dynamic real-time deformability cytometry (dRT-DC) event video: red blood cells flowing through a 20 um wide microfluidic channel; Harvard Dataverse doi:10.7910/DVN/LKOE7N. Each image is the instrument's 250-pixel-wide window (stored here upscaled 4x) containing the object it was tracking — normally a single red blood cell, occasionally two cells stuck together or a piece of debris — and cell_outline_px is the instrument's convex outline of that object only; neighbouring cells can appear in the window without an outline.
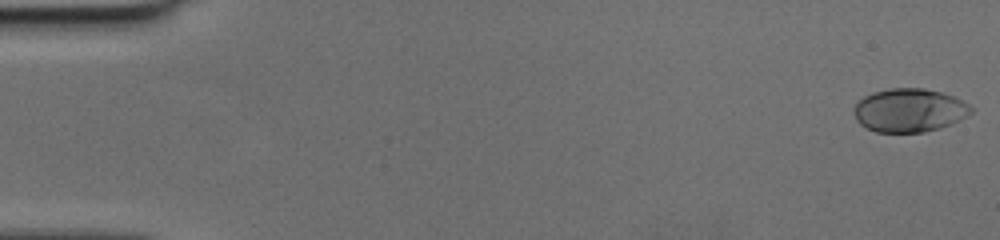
{"species": "human", "species_latin": "Homo sapiens", "temperature_condition": "cold", "stored_images_in_passage": 50, "camera_frame_rate_fps": 3000, "um_per_image_px": 0.085, "donor": {"sex": "female"}, "frame": {"image": 1, "passage_image": 1, "time_ms": 0.0, "image_size_px": [1000, 240], "cell_outline_px": [[972, 112], [940, 128], [924, 132], [876, 132], [860, 124], [856, 120], [852, 108], [864, 96], [872, 92], [888, 88], [924, 88], [940, 92], [952, 96], [968, 104], [972, 108]], "centroid_in_image_um": [77.23, 9.36], "position_along_channel_um": 7.8, "area_um2": 29.42}}
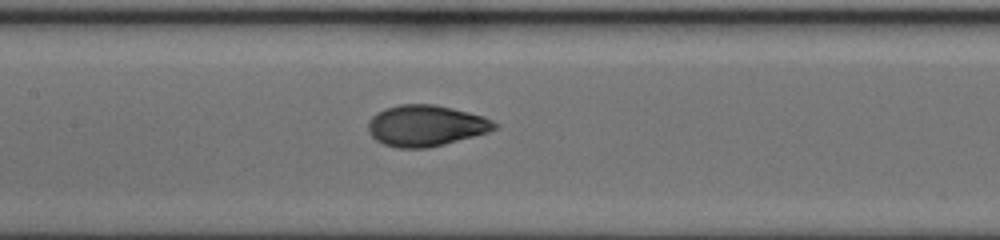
{"frame": {"image": 2, "passage_image": 25, "time_ms": 8.0, "image_size_px": [1000, 240], "cell_outline_px": [[500, 124], [496, 128], [488, 132], [444, 144], [424, 148], [400, 148], [384, 144], [376, 140], [372, 136], [368, 128], [368, 120], [376, 112], [384, 108], [400, 104], [436, 104], [484, 116]], "centroid_in_image_um": [36.19, 10.67], "position_along_channel_um": 171.2, "area_um2": 30.29}}
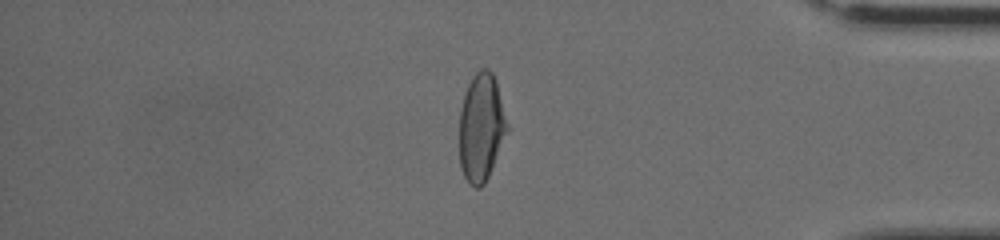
{"frame": {"image": 3, "passage_image": 43, "time_ms": 14.0, "image_size_px": [1000, 240], "cell_outline_px": [[512, 128], [484, 184], [480, 188], [476, 188], [468, 184], [464, 176], [460, 164], [460, 108], [464, 92], [472, 76], [480, 68], [488, 68], [492, 72], [496, 80]], "centroid_in_image_um": [40.96, 10.81], "position_along_channel_um": 394.2, "area_um2": 31.15}}